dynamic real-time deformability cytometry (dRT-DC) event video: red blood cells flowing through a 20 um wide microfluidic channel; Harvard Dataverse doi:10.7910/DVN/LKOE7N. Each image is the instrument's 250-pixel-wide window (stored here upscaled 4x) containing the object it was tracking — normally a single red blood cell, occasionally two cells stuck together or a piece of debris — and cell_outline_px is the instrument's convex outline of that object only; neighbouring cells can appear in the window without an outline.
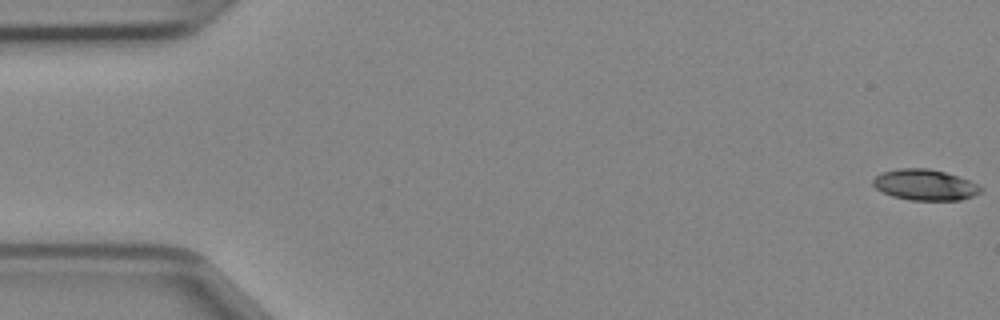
{"species": "Egyptian fruit bat (a non-hibernating species)", "species_latin": "Rousettus aegyptiacus", "temperature_condition": "cold", "stored_images_in_passage": 47, "camera_frame_rate_fps": 3000, "um_per_image_px": 0.085, "animal": {"sex": "female"}, "frame": {"image": 1, "passage_image": 1, "time_ms": 0.0, "image_size_px": [1000, 320], "cell_outline_px": [[984, 188], [980, 192], [972, 196], [960, 200], [908, 200], [892, 196], [876, 188], [872, 184], [872, 180], [880, 172], [900, 168], [928, 168], [944, 172], [968, 180]], "centroid_in_image_um": [78.59, 15.71], "position_along_channel_um": 6.4, "area_um2": 19.31}}
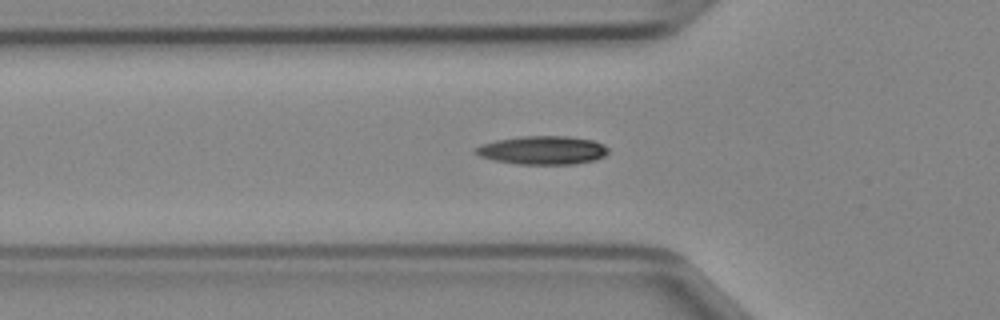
{"frame": {"image": 2, "passage_image": 16, "time_ms": 5.0, "image_size_px": [1000, 320], "cell_outline_px": [[608, 152], [604, 156], [596, 160], [572, 164], [520, 164], [492, 160], [480, 156], [472, 152], [480, 144], [496, 140], [520, 136], [568, 136], [592, 140], [604, 144], [608, 148]], "centroid_in_image_um": [46.11, 12.76], "position_along_channel_um": 79.7, "area_um2": 22.14}}
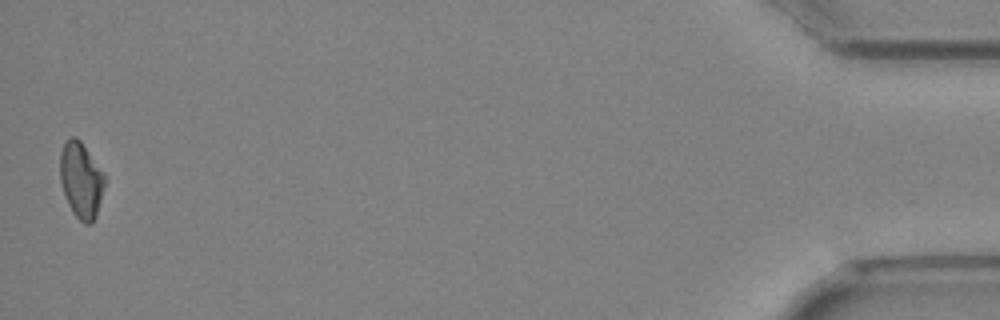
{"frame": {"image": 3, "passage_image": 47, "time_ms": 15.333, "image_size_px": [1000, 320], "cell_outline_px": [[104, 184], [96, 216], [92, 224], [84, 224], [72, 212], [68, 204], [60, 180], [60, 152], [64, 144], [72, 136], [76, 136], [80, 140], [104, 172]], "centroid_in_image_um": [6.88, 15.31], "position_along_channel_um": 428.3, "area_um2": 19.54}}